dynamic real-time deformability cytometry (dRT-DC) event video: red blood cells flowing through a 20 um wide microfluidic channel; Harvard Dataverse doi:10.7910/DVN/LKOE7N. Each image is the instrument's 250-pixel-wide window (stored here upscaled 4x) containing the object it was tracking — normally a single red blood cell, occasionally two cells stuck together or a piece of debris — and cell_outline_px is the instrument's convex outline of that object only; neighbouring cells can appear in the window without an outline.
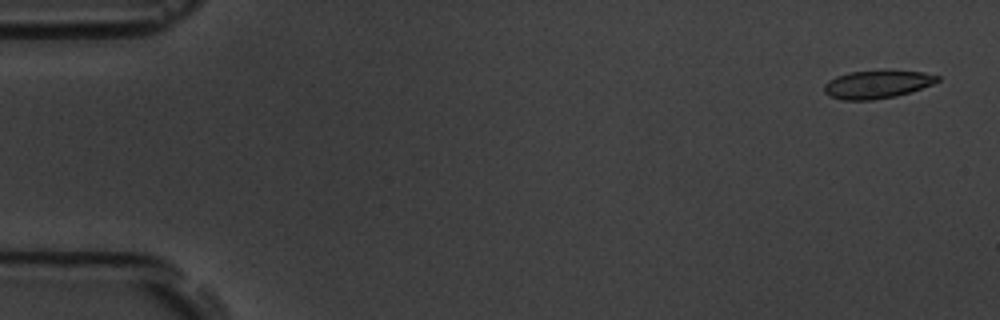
{"species": "common noctule bat (a hibernating species)", "species_latin": "Nyctalus noctula", "temperature_condition": "room temperature", "stored_images_in_passage": 5, "camera_frame_rate_fps": 3000, "um_per_image_px": 0.085, "animal": {"sex": "male", "body_mass_g": 19.5, "forearm_length_mm": 54.6}, "frame": {"image": 1, "passage_image": 1, "time_ms": 0.0, "image_size_px": [1000, 320], "cell_outline_px": [[940, 80], [932, 84], [912, 92], [896, 96], [872, 100], [844, 100], [828, 96], [824, 92], [824, 84], [828, 80], [836, 76], [848, 72], [884, 68], [888, 68], [924, 72], [940, 76]], "centroid_in_image_um": [74.57, 7.13], "position_along_channel_um": 10.4, "area_um2": 19.36}}